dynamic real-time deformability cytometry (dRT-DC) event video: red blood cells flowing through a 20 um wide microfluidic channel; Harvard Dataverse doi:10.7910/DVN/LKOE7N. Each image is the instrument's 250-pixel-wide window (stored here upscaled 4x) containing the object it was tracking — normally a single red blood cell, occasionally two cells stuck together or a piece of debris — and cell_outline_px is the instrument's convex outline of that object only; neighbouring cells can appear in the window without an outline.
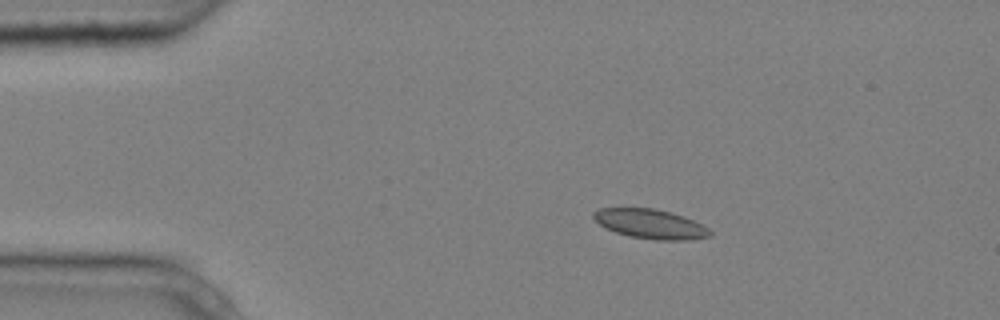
{"species": "common noctule bat (a hibernating species)", "species_latin": "Nyctalus noctula", "temperature_condition": "cold", "stored_images_in_passage": 12, "camera_frame_rate_fps": 3000, "um_per_image_px": 0.085, "animal": {"sex": "male", "body_mass_g": 20.4}, "frame": {"image": 1, "passage_image": 1, "time_ms": 0.0, "image_size_px": [1000, 320], "cell_outline_px": [[712, 236], [688, 240], [656, 240], [628, 236], [616, 232], [600, 224], [592, 216], [592, 212], [600, 208], [652, 208], [684, 216], [708, 228], [712, 232]], "centroid_in_image_um": [55.29, 19.04], "position_along_channel_um": 29.7, "area_um2": 19.83}}
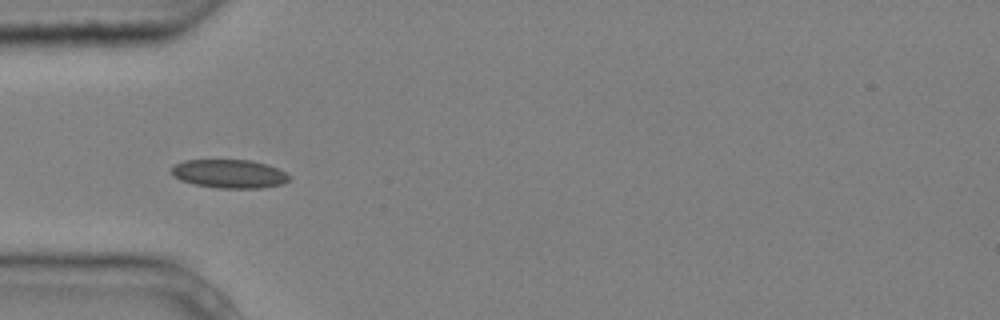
{"frame": {"image": 2, "passage_image": 3, "time_ms": 0.667, "image_size_px": [1000, 320], "cell_outline_px": [[292, 180], [284, 184], [260, 188], [216, 188], [196, 184], [180, 180], [172, 176], [168, 172], [176, 164], [184, 160], [252, 160], [268, 164], [292, 176]], "centroid_in_image_um": [19.51, 14.77], "position_along_channel_um": 65.5, "area_um2": 19.88}}
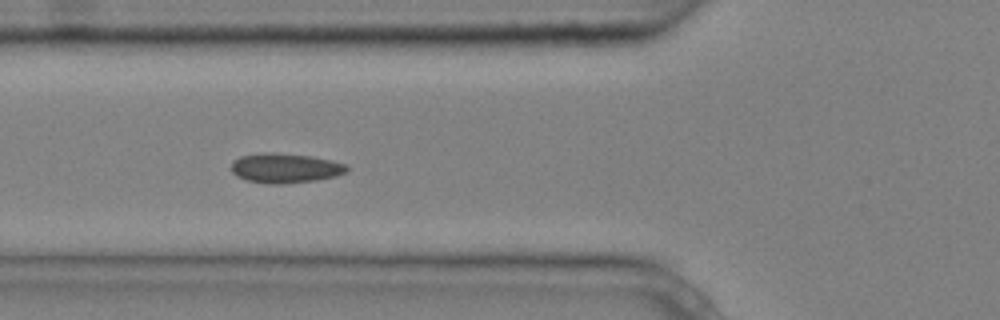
{"frame": {"image": 3, "passage_image": 4, "time_ms": 1.0, "image_size_px": [1000, 320], "cell_outline_px": [[348, 172], [336, 176], [316, 180], [280, 184], [272, 184], [248, 180], [236, 176], [232, 172], [232, 160], [240, 156], [264, 152], [272, 152], [312, 156], [332, 160], [348, 164]], "centroid_in_image_um": [24.27, 14.27], "position_along_channel_um": 101.5, "area_um2": 20.11}}